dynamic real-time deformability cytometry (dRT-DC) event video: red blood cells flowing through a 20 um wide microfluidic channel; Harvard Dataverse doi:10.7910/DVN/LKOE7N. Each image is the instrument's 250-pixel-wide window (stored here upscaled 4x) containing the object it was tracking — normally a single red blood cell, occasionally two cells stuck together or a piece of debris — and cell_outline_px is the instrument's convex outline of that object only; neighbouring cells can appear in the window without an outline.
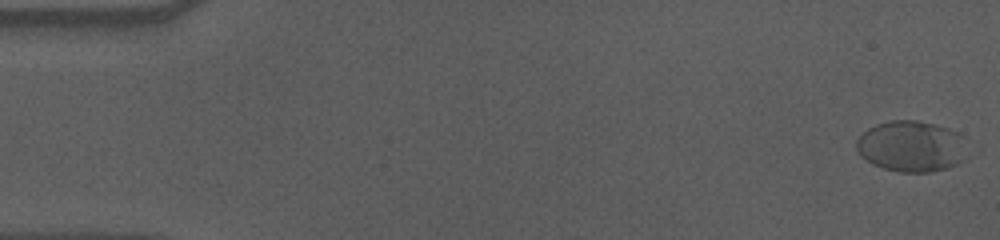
{"species": "human", "species_latin": "Homo sapiens", "temperature_condition": "cold", "stored_images_in_passage": 58, "camera_frame_rate_fps": 3000, "um_per_image_px": 0.085, "donor": {"sex": "male"}, "frame": {"image": 1, "passage_image": 1, "time_ms": 0.0, "image_size_px": [1000, 240], "cell_outline_px": [[968, 136], [964, 160], [948, 168], [932, 172], [900, 172], [884, 168], [872, 164], [860, 156], [856, 148], [856, 140], [868, 128], [876, 124], [892, 120], [916, 120], [948, 128]], "centroid_in_image_um": [77.51, 12.44], "position_along_channel_um": 7.5, "area_um2": 33.41}}
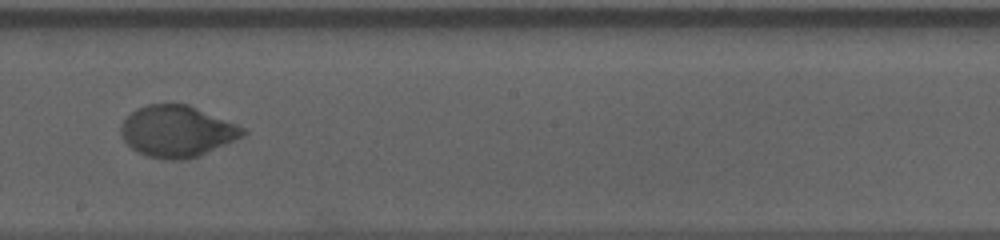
{"frame": {"image": 2, "passage_image": 33, "time_ms": 10.667, "image_size_px": [1000, 240], "cell_outline_px": [[248, 132], [244, 136], [200, 156], [184, 160], [168, 160], [148, 156], [136, 152], [124, 140], [120, 132], [120, 124], [136, 108], [148, 104], [188, 104], [236, 124], [244, 128]], "centroid_in_image_um": [15.04, 11.17], "position_along_channel_um": 233.2, "area_um2": 36.59}}
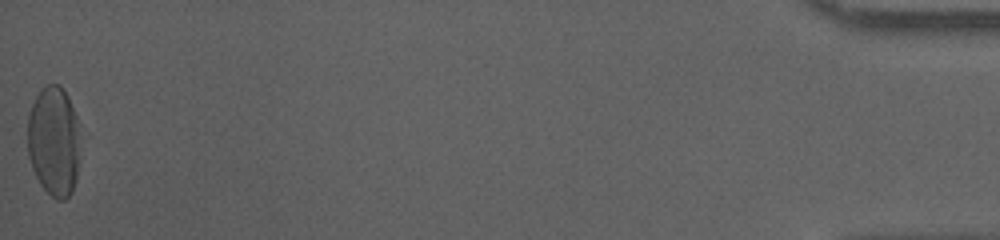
{"frame": {"image": 3, "passage_image": 58, "time_ms": 19.0, "image_size_px": [1000, 240], "cell_outline_px": [[80, 136], [76, 180], [72, 192], [64, 200], [56, 200], [40, 184], [32, 168], [28, 156], [28, 116], [32, 104], [36, 96], [48, 84], [60, 84], [64, 88], [68, 96], [76, 116]], "centroid_in_image_um": [4.58, 12.0], "position_along_channel_um": 430.6, "area_um2": 33.81}, "authors_computed_cell_mechanics": {"area_um2": 35.1135, "velocity_mm_per_s": 3.5375, "shape_relaxation_time_tau1_ms": 4.1387, "shape_relaxation_time_tau2_ms": null, "deformation_change_tau1": 0.1695, "deformation_change_tau2": null}}